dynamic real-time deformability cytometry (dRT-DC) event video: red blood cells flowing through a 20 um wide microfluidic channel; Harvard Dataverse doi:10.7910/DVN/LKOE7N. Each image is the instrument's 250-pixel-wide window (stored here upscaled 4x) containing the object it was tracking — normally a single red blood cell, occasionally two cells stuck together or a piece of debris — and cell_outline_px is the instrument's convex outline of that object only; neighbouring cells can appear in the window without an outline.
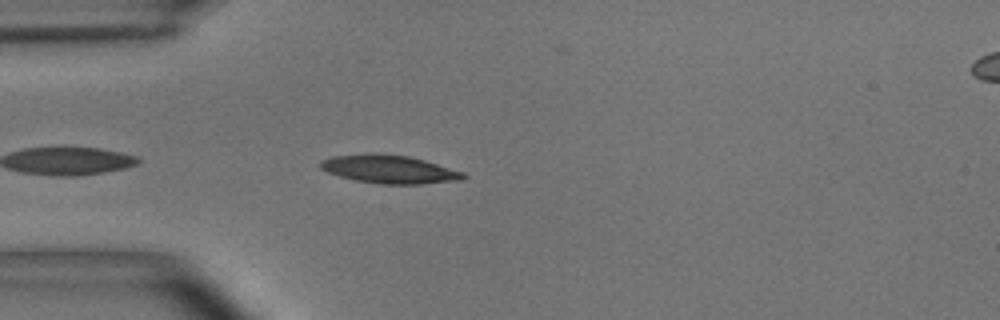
{"species": "common noctule bat (a hibernating species)", "species_latin": "Nyctalus noctula", "temperature_condition": "room temperature", "stored_images_in_passage": 17, "camera_frame_rate_fps": 3000, "um_per_image_px": 0.085, "animal": {"sex": "male", "body_mass_g": 15.6}, "frame": {"image": 1, "passage_image": 3, "time_ms": 0.667, "image_size_px": [1000, 320], "cell_outline_px": [[468, 176], [464, 180], [420, 184], [380, 184], [356, 180], [340, 176], [328, 172], [320, 168], [320, 160], [332, 156], [368, 152], [376, 152], [408, 156], [424, 160], [464, 172]], "centroid_in_image_um": [33.09, 14.37], "position_along_channel_um": 51.9, "area_um2": 23.81}}